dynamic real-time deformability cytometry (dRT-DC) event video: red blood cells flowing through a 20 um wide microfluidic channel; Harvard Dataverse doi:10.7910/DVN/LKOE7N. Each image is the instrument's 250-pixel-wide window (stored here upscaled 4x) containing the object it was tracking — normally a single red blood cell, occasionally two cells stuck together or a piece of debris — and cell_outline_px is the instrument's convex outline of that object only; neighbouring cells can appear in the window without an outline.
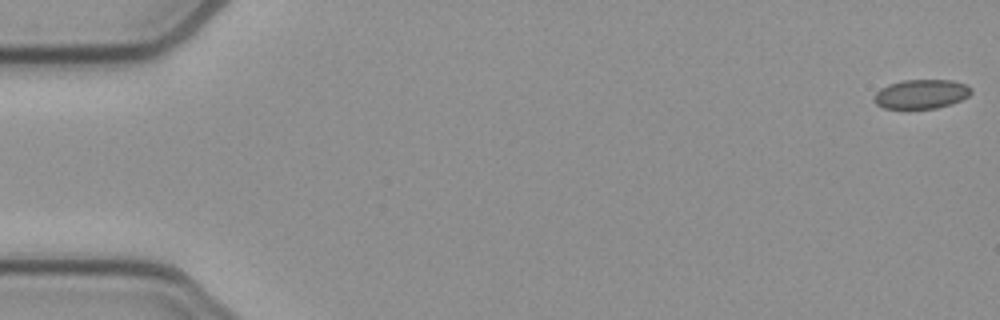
{"species": "common noctule bat (a hibernating species)", "species_latin": "Nyctalus noctula", "temperature_condition": "cold", "stored_images_in_passage": 53, "camera_frame_rate_fps": 3000, "um_per_image_px": 0.085, "animal": {"sex": "female", "body_mass_g": 21.9}, "frame": {"image": 1, "passage_image": 1, "time_ms": 0.0, "image_size_px": [1000, 320], "cell_outline_px": [[972, 92], [968, 96], [952, 104], [936, 108], [884, 108], [876, 104], [876, 92], [880, 88], [888, 84], [904, 80], [952, 80], [968, 84], [972, 88]], "centroid_in_image_um": [78.36, 7.98], "position_along_channel_um": 6.6, "area_um2": 16.47}}
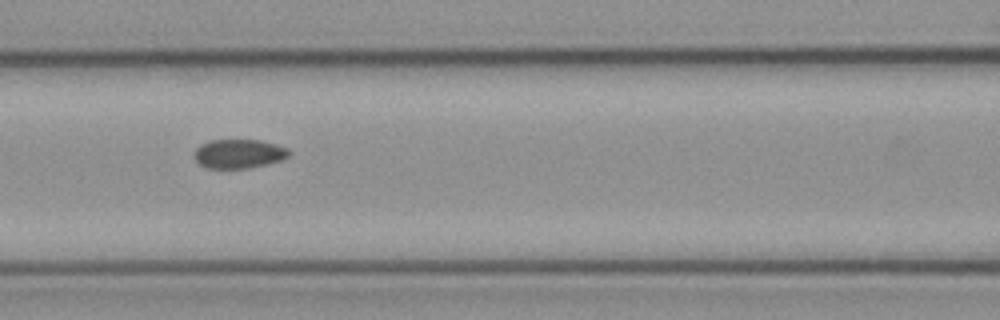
{"frame": {"image": 2, "passage_image": 23, "time_ms": 7.333, "image_size_px": [1000, 320], "cell_outline_px": [[292, 152], [288, 156], [280, 160], [248, 168], [208, 168], [200, 164], [196, 160], [196, 148], [200, 144], [208, 140], [260, 140], [276, 144], [288, 148]], "centroid_in_image_um": [20.32, 13.05], "position_along_channel_um": 146.3, "area_um2": 15.9}}
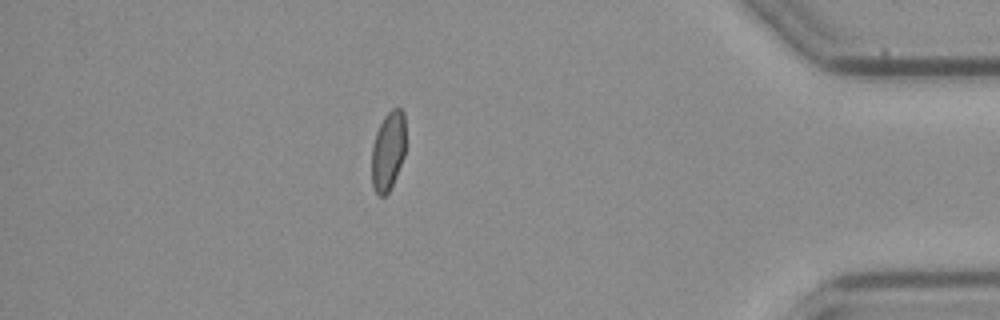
{"frame": {"image": 3, "passage_image": 46, "time_ms": 15.0, "image_size_px": [1000, 320], "cell_outline_px": [[404, 156], [396, 176], [388, 192], [384, 196], [380, 196], [376, 192], [372, 184], [372, 144], [376, 132], [384, 116], [392, 108], [400, 108], [404, 112]], "centroid_in_image_um": [32.97, 12.81], "position_along_channel_um": 402.2, "area_um2": 15.49}, "authors_computed_cell_mechanics": {"area_um2": 16.7042, "velocity_mm_per_s": 3.9167, "shape_relaxation_time_tau1_ms": null, "shape_relaxation_time_tau2_ms": 1.3883, "deformation_change_tau1": null, "deformation_change_tau2": 0.0427}}